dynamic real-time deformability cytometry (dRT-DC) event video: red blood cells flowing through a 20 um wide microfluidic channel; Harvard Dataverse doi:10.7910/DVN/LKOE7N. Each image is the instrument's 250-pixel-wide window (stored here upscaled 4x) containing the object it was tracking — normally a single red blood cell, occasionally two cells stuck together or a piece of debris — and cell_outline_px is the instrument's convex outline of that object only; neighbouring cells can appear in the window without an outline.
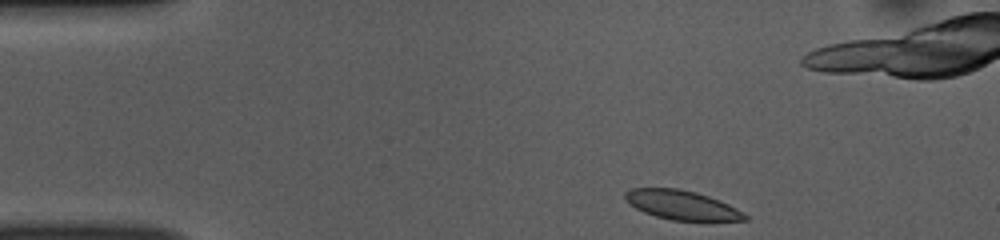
{"species": "common noctule bat (a hibernating species)", "species_latin": "Nyctalus noctula", "temperature_condition": "room temperature", "stored_images_in_passage": 46, "camera_frame_rate_fps": 3000, "um_per_image_px": 0.085, "animal": {"sex": "female", "body_mass_g": 10.0, "forearm_length_mm": 53.1}, "frame": {"image": 1, "passage_image": 1, "time_ms": 0.0, "image_size_px": [1000, 240], "cell_outline_px": [[748, 220], [672, 220], [656, 216], [644, 212], [636, 208], [624, 200], [624, 192], [632, 188], [680, 188], [696, 192], [720, 200], [736, 208], [748, 216]], "centroid_in_image_um": [57.92, 17.41], "position_along_channel_um": 27.1, "area_um2": 20.29}}
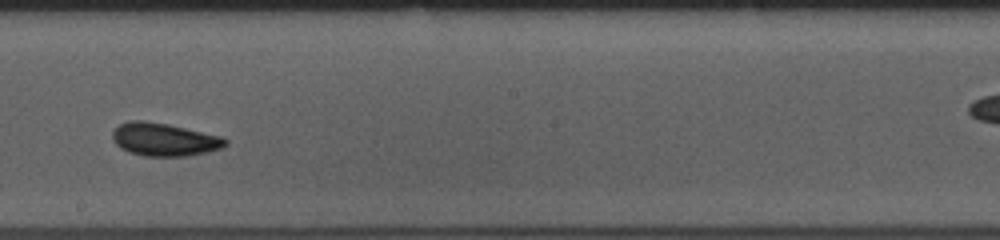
{"frame": {"image": 2, "passage_image": 22, "time_ms": 7.0, "image_size_px": [1000, 240], "cell_outline_px": [[228, 144], [224, 148], [184, 156], [144, 156], [128, 152], [120, 148], [112, 140], [112, 132], [120, 124], [128, 120], [144, 120], [168, 124], [224, 136], [228, 140]], "centroid_in_image_um": [13.97, 11.85], "position_along_channel_um": 234.2, "area_um2": 21.96}}
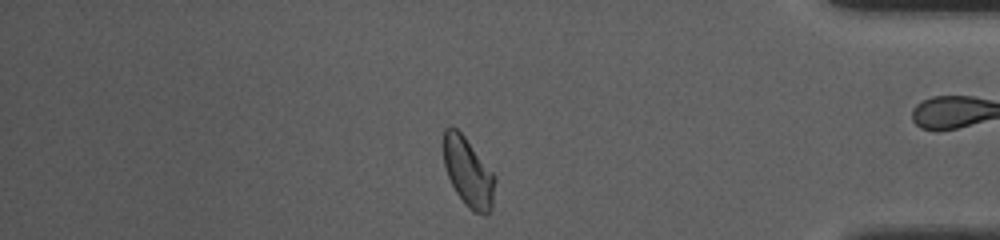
{"frame": {"image": 3, "passage_image": 37, "time_ms": 12.0, "image_size_px": [1000, 240], "cell_outline_px": [[496, 180], [492, 208], [484, 216], [472, 212], [468, 208], [456, 192], [448, 176], [444, 164], [444, 128], [456, 128], [464, 136], [496, 176]], "centroid_in_image_um": [39.83, 14.69], "position_along_channel_um": 395.4, "area_um2": 20.58}}